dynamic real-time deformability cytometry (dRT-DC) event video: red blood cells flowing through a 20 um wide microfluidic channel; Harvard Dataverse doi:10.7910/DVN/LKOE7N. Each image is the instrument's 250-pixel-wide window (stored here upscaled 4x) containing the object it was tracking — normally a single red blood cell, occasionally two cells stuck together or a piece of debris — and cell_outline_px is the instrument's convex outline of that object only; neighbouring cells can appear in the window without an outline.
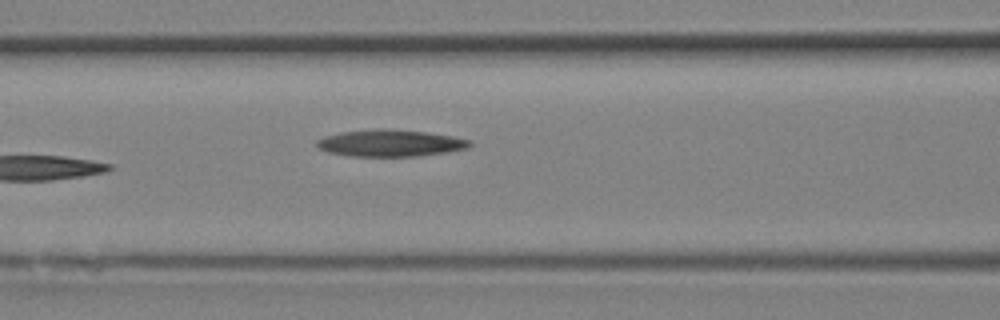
{"species": "Egyptian fruit bat (a non-hibernating species)", "species_latin": "Rousettus aegyptiacus", "temperature_condition": "room temperature", "stored_images_in_passage": 14, "camera_frame_rate_fps": 3000, "um_per_image_px": 0.085, "animal": {"sex": "female"}, "frame": {"image": 1, "passage_image": 14, "time_ms": 4.333, "image_size_px": [1000, 320], "cell_outline_px": [[472, 144], [468, 148], [448, 152], [416, 156], [352, 156], [328, 152], [320, 148], [316, 144], [316, 140], [324, 136], [340, 132], [380, 128], [384, 128], [428, 132], [452, 136], [472, 140]], "centroid_in_image_um": [33.2, 12.15], "position_along_channel_um": 133.4, "area_um2": 23.99}}